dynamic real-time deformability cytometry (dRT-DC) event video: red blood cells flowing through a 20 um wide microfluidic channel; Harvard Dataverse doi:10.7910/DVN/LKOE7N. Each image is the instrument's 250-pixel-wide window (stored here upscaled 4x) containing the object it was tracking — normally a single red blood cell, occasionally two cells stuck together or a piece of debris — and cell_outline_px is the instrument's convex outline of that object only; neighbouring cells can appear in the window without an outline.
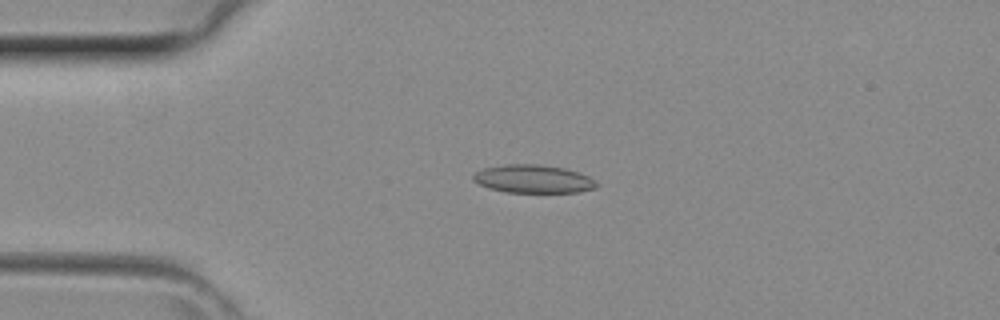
{"species": "common noctule bat (a hibernating species)", "species_latin": "Nyctalus noctula", "temperature_condition": "room temperature", "stored_images_in_passage": 41, "camera_frame_rate_fps": 3000, "um_per_image_px": 0.085, "animal": {"sex": "female", "body_mass_g": 29.2, "forearm_length_mm": 56.3}, "frame": {"image": 1, "passage_image": 9, "time_ms": 2.667, "image_size_px": [1000, 320], "cell_outline_px": [[600, 184], [596, 188], [576, 192], [504, 192], [488, 188], [472, 180], [472, 176], [476, 172], [484, 168], [504, 164], [536, 164], [564, 168], [588, 176]], "centroid_in_image_um": [45.31, 15.21], "position_along_channel_um": 39.7, "area_um2": 20.17}}
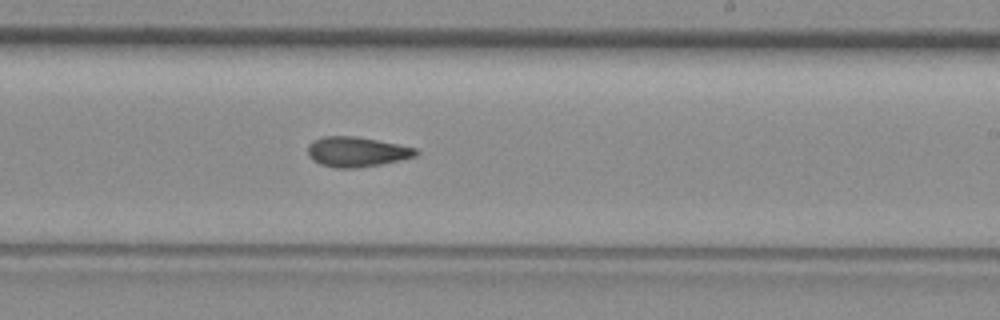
{"frame": {"image": 2, "passage_image": 24, "time_ms": 7.667, "image_size_px": [1000, 320], "cell_outline_px": [[420, 152], [416, 156], [400, 160], [380, 164], [356, 168], [336, 168], [320, 164], [312, 160], [308, 156], [308, 144], [312, 140], [324, 136], [356, 136], [416, 148]], "centroid_in_image_um": [30.28, 12.9], "position_along_channel_um": 258.7, "area_um2": 18.9}}
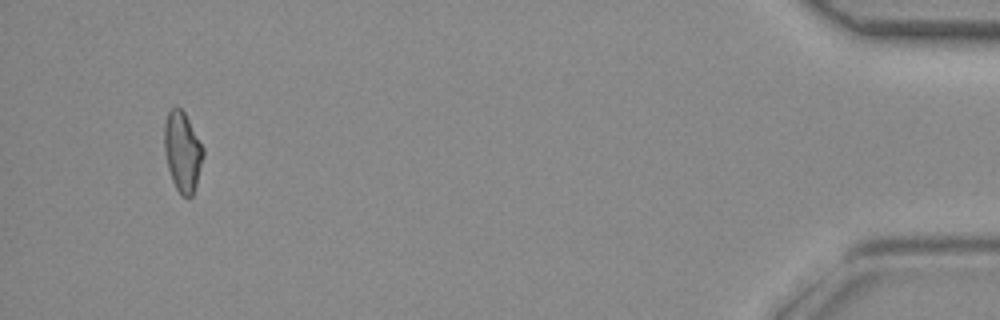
{"frame": {"image": 3, "passage_image": 39, "time_ms": 12.667, "image_size_px": [1000, 320], "cell_outline_px": [[204, 156], [196, 184], [192, 196], [184, 196], [176, 188], [172, 180], [168, 168], [164, 152], [164, 124], [168, 112], [176, 104], [184, 112], [204, 148]], "centroid_in_image_um": [15.5, 12.85], "position_along_channel_um": 419.7, "area_um2": 18.03}}